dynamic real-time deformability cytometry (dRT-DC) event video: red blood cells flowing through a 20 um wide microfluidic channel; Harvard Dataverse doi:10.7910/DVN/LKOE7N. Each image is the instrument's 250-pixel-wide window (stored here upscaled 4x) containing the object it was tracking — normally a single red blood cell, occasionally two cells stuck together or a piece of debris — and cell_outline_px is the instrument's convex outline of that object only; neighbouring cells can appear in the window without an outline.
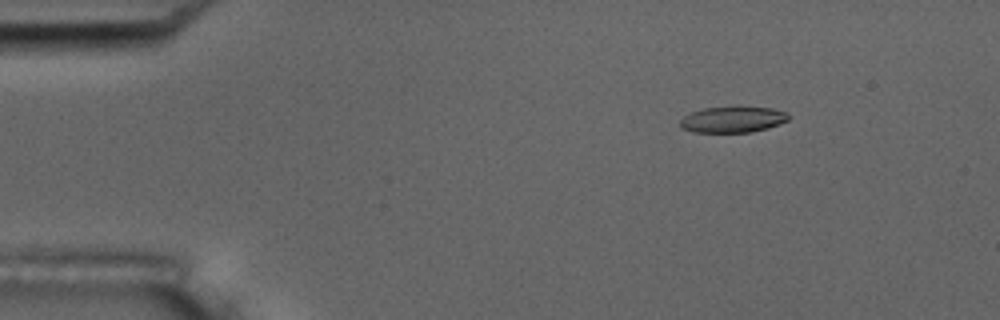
{"species": "common noctule bat (a hibernating species)", "species_latin": "Nyctalus noctula", "temperature_condition": "room temperature", "stored_images_in_passage": 47, "camera_frame_rate_fps": 3000, "um_per_image_px": 0.085, "animal": {"sex": "male", "body_mass_g": 17.5, "forearm_length_mm": 52.3}, "frame": {"image": 1, "passage_image": 1, "time_ms": 0.0, "image_size_px": [1000, 320], "cell_outline_px": [[788, 120], [780, 124], [768, 128], [752, 132], [692, 132], [680, 128], [680, 120], [684, 116], [692, 112], [704, 108], [736, 104], [772, 108], [788, 112]], "centroid_in_image_um": [62.3, 10.12], "position_along_channel_um": 22.7, "area_um2": 17.17}}
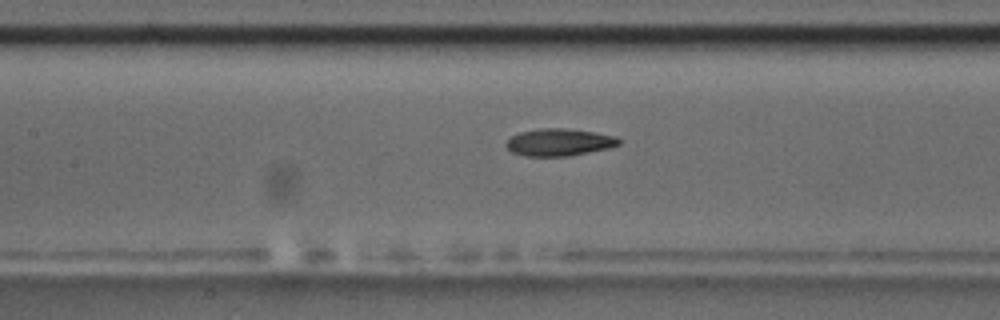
{"frame": {"image": 2, "passage_image": 18, "time_ms": 5.667, "image_size_px": [1000, 320], "cell_outline_px": [[620, 144], [608, 148], [568, 156], [524, 156], [512, 152], [504, 144], [512, 136], [520, 132], [536, 128], [568, 128], [596, 132], [616, 136], [620, 140]], "centroid_in_image_um": [47.52, 12.08], "position_along_channel_um": 159.9, "area_um2": 17.98}}
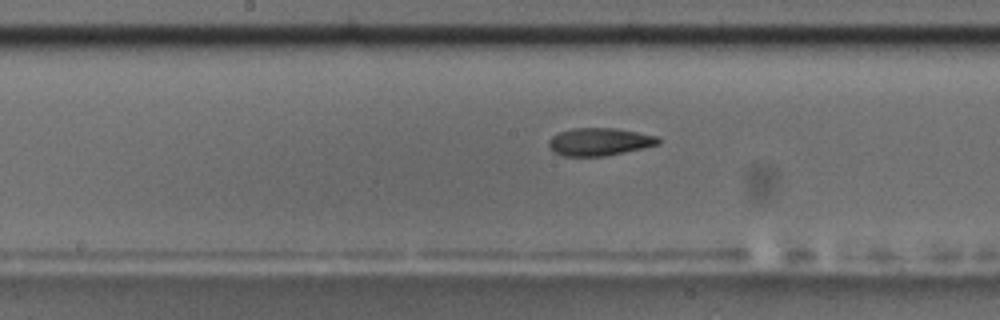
{"frame": {"image": 3, "passage_image": 21, "time_ms": 6.667, "image_size_px": [1000, 320], "cell_outline_px": [[660, 144], [604, 156], [564, 156], [552, 152], [548, 148], [548, 140], [552, 136], [560, 132], [572, 128], [616, 128], [660, 136]], "centroid_in_image_um": [50.93, 12.04], "position_along_channel_um": 197.3, "area_um2": 17.8}, "authors_computed_cell_mechanics": {"area_um2": 18.2648, "velocity_mm_per_s": 3.7683, "shape_relaxation_time_tau1_ms": null, "shape_relaxation_time_tau2_ms": 3.0862, "deformation_change_tau1": null, "deformation_change_tau2": 0.1129}}